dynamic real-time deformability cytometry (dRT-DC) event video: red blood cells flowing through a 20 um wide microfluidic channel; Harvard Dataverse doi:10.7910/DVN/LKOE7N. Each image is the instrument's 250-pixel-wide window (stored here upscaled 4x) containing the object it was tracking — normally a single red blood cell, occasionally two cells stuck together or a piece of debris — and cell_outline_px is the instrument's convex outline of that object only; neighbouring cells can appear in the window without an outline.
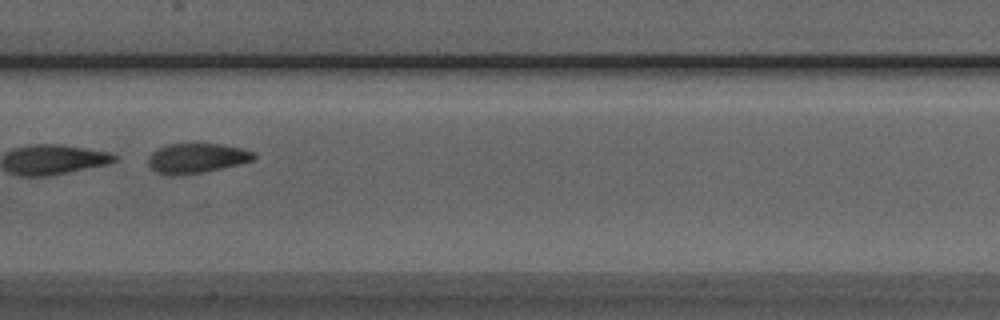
{"species": "Egyptian fruit bat (a non-hibernating species)", "species_latin": "Rousettus aegyptiacus", "temperature_condition": "room temperature", "stored_images_in_passage": 10, "camera_frame_rate_fps": 3000, "um_per_image_px": 0.085, "animal": {"sex": "male"}, "frame": {"image": 1, "passage_image": 7, "time_ms": 2.0, "image_size_px": [1000, 320], "cell_outline_px": [[256, 160], [240, 164], [204, 172], [172, 176], [168, 176], [156, 172], [148, 164], [148, 156], [152, 152], [168, 144], [220, 144], [244, 148], [256, 152]], "centroid_in_image_um": [16.76, 13.45], "position_along_channel_um": 190.6, "area_um2": 18.55}}
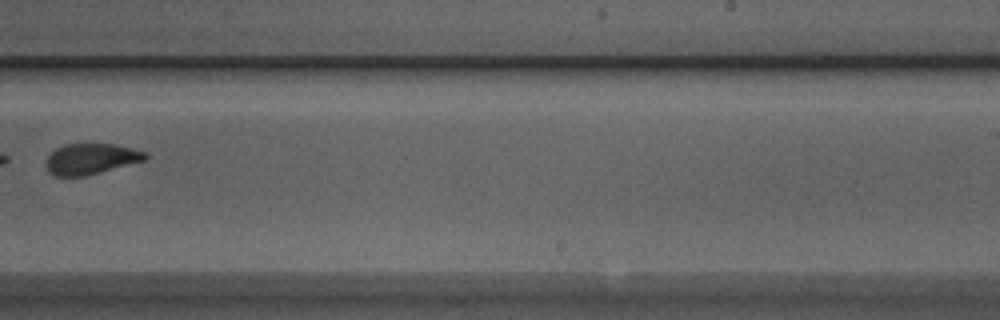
{"frame": {"image": 2, "passage_image": 9, "time_ms": 2.667, "image_size_px": [1000, 320], "cell_outline_px": [[148, 156], [144, 160], [100, 172], [84, 176], [56, 176], [48, 172], [44, 164], [44, 160], [56, 148], [64, 144], [112, 144], [132, 148], [148, 152]], "centroid_in_image_um": [7.68, 13.5], "position_along_channel_um": 281.3, "area_um2": 17.8}}
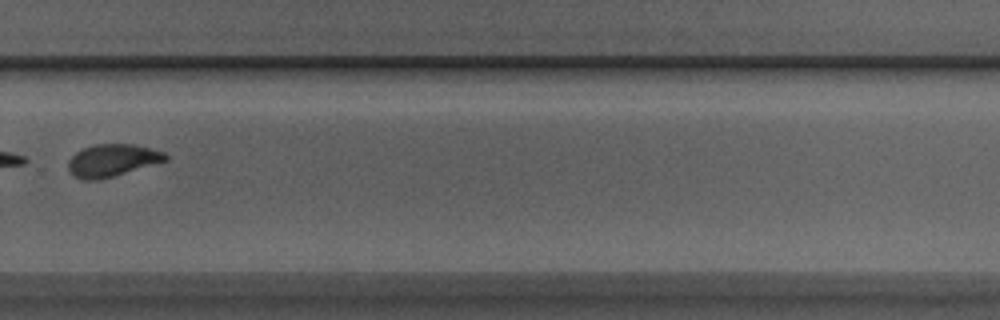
{"frame": {"image": 3, "passage_image": 10, "time_ms": 3.0, "image_size_px": [1000, 320], "cell_outline_px": [[168, 160], [112, 176], [96, 180], [84, 180], [76, 176], [68, 168], [68, 160], [76, 152], [84, 148], [96, 144], [132, 144], [164, 152], [168, 156]], "centroid_in_image_um": [9.54, 13.62], "position_along_channel_um": 320.3, "area_um2": 17.92}}